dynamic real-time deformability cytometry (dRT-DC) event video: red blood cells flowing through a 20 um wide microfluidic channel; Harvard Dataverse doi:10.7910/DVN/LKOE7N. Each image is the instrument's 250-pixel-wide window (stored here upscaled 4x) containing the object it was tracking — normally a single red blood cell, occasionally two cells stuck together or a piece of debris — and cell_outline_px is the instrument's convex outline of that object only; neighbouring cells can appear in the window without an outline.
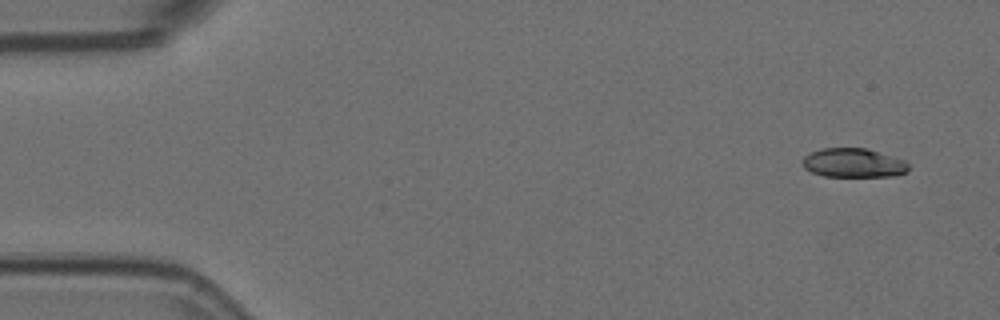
{"species": "Egyptian fruit bat (a non-hibernating species)", "species_latin": "Rousettus aegyptiacus", "temperature_condition": "room temperature", "stored_images_in_passage": 4, "camera_frame_rate_fps": 3000, "um_per_image_px": 0.085, "animal": {"sex": "female"}, "frame": {"image": 1, "passage_image": 1, "time_ms": 0.0, "image_size_px": [1000, 320], "cell_outline_px": [[908, 172], [896, 176], [824, 176], [812, 172], [804, 168], [804, 156], [812, 152], [824, 148], [864, 148], [904, 160], [908, 164]], "centroid_in_image_um": [72.56, 13.86], "position_along_channel_um": 12.4, "area_um2": 17.69}}
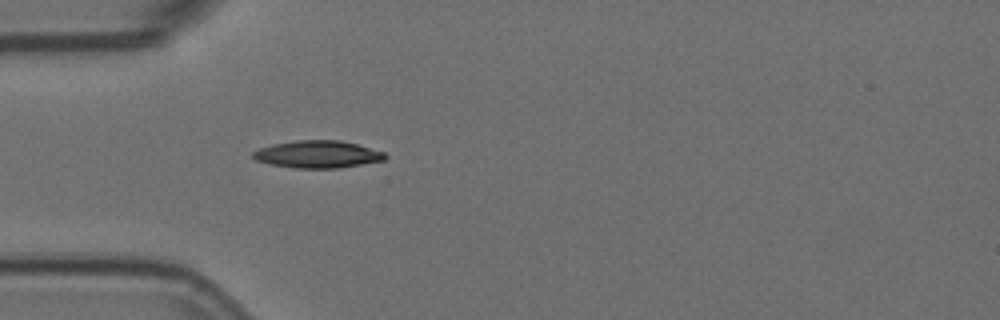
{"frame": {"image": 2, "passage_image": 4, "time_ms": 1.0, "image_size_px": [1000, 320], "cell_outline_px": [[388, 156], [384, 160], [340, 168], [296, 168], [272, 164], [256, 160], [252, 156], [252, 152], [260, 148], [272, 144], [296, 140], [340, 140], [356, 144], [384, 152]], "centroid_in_image_um": [27.0, 13.11], "position_along_channel_um": 58.0, "area_um2": 20.92}}